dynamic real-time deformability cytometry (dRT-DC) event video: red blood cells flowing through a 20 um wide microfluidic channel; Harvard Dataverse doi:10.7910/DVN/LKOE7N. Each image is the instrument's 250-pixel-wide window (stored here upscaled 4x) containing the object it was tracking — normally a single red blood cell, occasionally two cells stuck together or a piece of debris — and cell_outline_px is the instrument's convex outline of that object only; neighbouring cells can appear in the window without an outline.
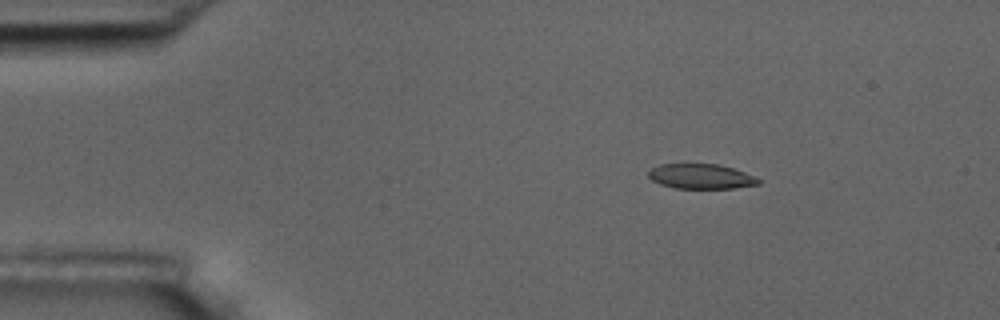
{"species": "common noctule bat (a hibernating species)", "species_latin": "Nyctalus noctula", "temperature_condition": "room temperature", "stored_images_in_passage": 15, "camera_frame_rate_fps": 3000, "um_per_image_px": 0.085, "animal": {"sex": "male", "body_mass_g": 17.5, "forearm_length_mm": 52.3}, "frame": {"image": 1, "passage_image": 3, "time_ms": 2.333, "image_size_px": [1000, 320], "cell_outline_px": [[760, 184], [732, 188], [676, 188], [660, 184], [652, 180], [648, 176], [648, 172], [652, 168], [660, 164], [720, 164], [744, 172], [760, 180]], "centroid_in_image_um": [59.56, 14.99], "position_along_channel_um": 25.4, "area_um2": 15.78}}
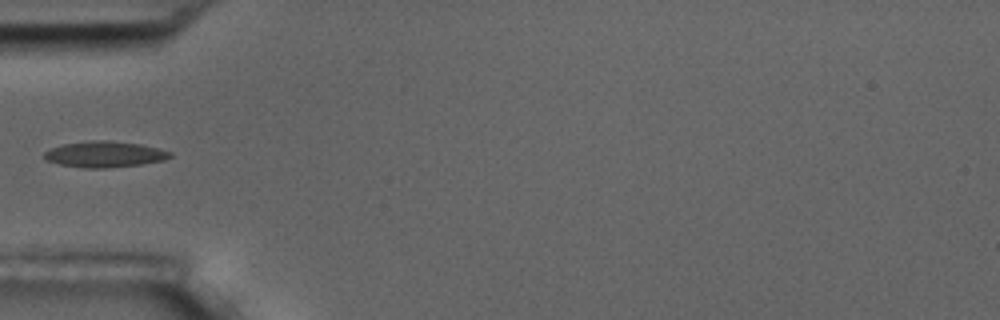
{"frame": {"image": 2, "passage_image": 5, "time_ms": 5.667, "image_size_px": [1000, 320], "cell_outline_px": [[172, 156], [164, 160], [140, 164], [104, 168], [80, 168], [60, 164], [44, 160], [44, 152], [52, 148], [64, 144], [92, 140], [104, 140], [140, 144], [160, 148], [172, 152]], "centroid_in_image_um": [8.89, 13.11], "position_along_channel_um": 76.1, "area_um2": 19.02}}
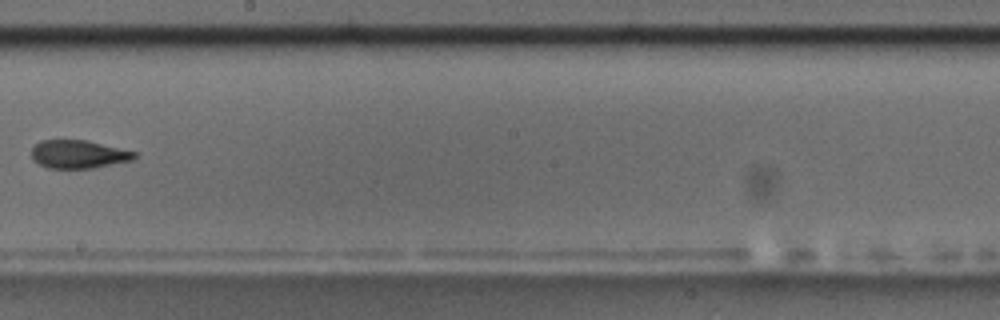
{"frame": {"image": 3, "passage_image": 9, "time_ms": 10.333, "image_size_px": [1000, 320], "cell_outline_px": [[136, 156], [132, 160], [92, 168], [48, 168], [32, 160], [32, 148], [40, 140], [84, 140], [136, 152]], "centroid_in_image_um": [6.63, 13.11], "position_along_channel_um": 241.6, "area_um2": 16.65}, "authors_computed_cell_mechanics": {"area_um2": 16.9932, "velocity_mm_per_s": 3.558, "shape_relaxation_time_tau1_ms": null, "shape_relaxation_time_tau2_ms": 2.9102, "deformation_change_tau1": null, "deformation_change_tau2": 0.0956}}